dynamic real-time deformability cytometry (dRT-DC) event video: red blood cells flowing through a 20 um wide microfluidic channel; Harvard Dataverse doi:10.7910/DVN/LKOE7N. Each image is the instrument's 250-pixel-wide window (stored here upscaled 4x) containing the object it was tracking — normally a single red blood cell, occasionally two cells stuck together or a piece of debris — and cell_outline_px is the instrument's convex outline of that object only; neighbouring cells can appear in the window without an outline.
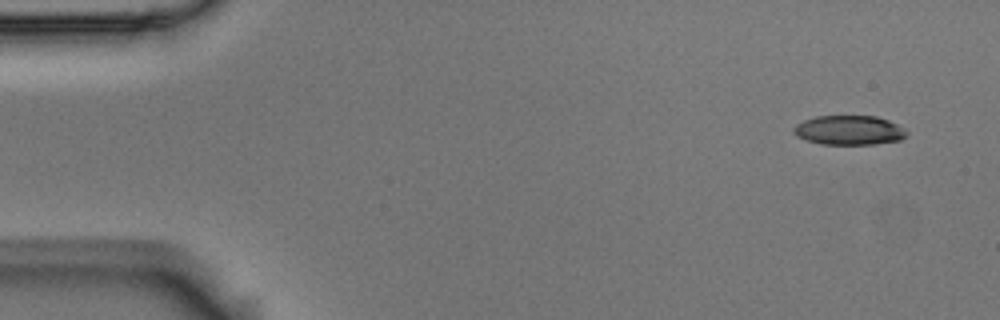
{"species": "Egyptian fruit bat (a non-hibernating species)", "species_latin": "Rousettus aegyptiacus", "temperature_condition": "room temperature", "stored_images_in_passage": 6, "segment_of_instrument_passage": [2, 2], "camera_frame_rate_fps": 3000, "um_per_image_px": 0.085, "animal": {"sex": "male"}, "frame": {"image": 1, "passage_image": 6, "time_ms": 1.667, "image_size_px": [1000, 320], "cell_outline_px": [[908, 136], [900, 140], [876, 144], [820, 144], [804, 140], [796, 136], [792, 132], [792, 128], [796, 124], [804, 120], [816, 116], [876, 116], [888, 120], [904, 128], [908, 132]], "centroid_in_image_um": [72.16, 11.07], "position_along_channel_um": 12.8, "area_um2": 19.59}}